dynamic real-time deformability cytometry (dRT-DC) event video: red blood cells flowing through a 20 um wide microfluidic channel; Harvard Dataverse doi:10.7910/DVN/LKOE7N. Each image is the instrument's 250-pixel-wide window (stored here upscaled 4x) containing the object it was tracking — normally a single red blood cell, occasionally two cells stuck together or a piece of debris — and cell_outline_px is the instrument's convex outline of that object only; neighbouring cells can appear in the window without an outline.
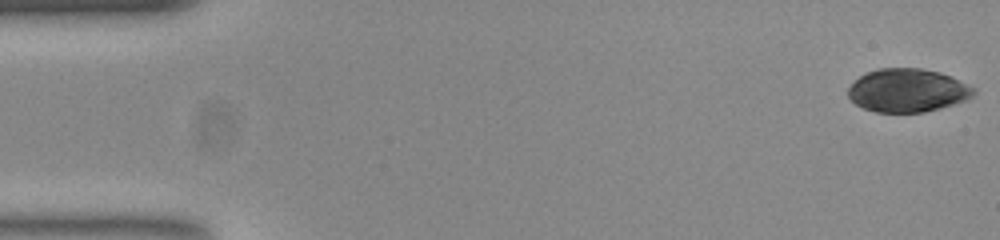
{"species": "common noctule bat (a hibernating species)", "species_latin": "Nyctalus noctula", "temperature_condition": "room temperature", "stored_images_in_passage": 15, "camera_frame_rate_fps": 3000, "um_per_image_px": 0.085, "animal": {"sex": "female", "body_mass_g": 23.0, "forearm_length_mm": 53.4}, "frame": {"image": 1, "passage_image": 1, "time_ms": 0.0, "image_size_px": [1000, 240], "cell_outline_px": [[972, 92], [968, 96], [960, 100], [936, 108], [920, 112], [876, 112], [864, 108], [856, 104], [848, 96], [848, 88], [860, 76], [868, 72], [880, 68], [920, 68], [936, 72], [948, 76], [972, 88]], "centroid_in_image_um": [77.0, 7.67], "position_along_channel_um": 8.0, "area_um2": 30.35}}